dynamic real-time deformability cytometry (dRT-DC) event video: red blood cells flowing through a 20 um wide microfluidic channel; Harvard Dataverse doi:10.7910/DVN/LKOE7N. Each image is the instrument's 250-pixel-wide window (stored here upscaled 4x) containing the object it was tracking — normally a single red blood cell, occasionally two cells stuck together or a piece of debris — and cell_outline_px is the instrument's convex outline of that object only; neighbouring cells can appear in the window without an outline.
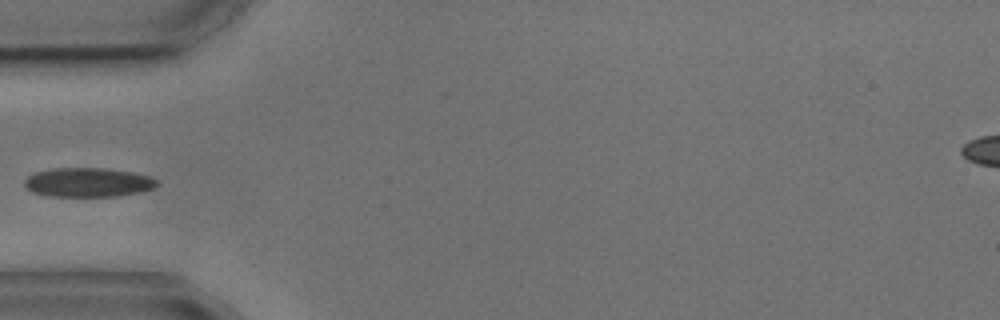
{"species": "common noctule bat (a hibernating species)", "species_latin": "Nyctalus noctula", "temperature_condition": "cold", "stored_images_in_passage": 5, "camera_frame_rate_fps": 3000, "um_per_image_px": 0.085, "animal": {"sex": "male", "body_mass_g": 17.9, "forearm_length_mm": 54.2}, "frame": {"image": 1, "passage_image": 4, "time_ms": 3.667, "image_size_px": [1000, 320], "cell_outline_px": [[156, 184], [152, 188], [140, 192], [116, 196], [52, 196], [32, 192], [24, 184], [24, 180], [28, 176], [36, 172], [52, 168], [108, 168], [132, 172], [148, 176], [156, 180]], "centroid_in_image_um": [7.45, 15.49], "position_along_channel_um": 77.5, "area_um2": 22.31}}